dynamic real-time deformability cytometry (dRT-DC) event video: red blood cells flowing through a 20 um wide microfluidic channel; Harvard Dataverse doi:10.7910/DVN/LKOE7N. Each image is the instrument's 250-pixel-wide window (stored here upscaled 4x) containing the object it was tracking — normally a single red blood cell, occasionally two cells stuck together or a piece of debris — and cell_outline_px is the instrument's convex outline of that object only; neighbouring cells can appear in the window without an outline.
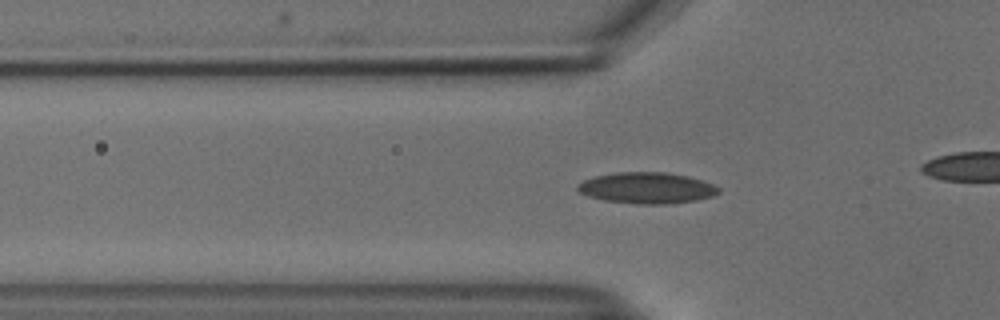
{"species": "common noctule bat (a hibernating species)", "species_latin": "Nyctalus noctula", "temperature_condition": "cold", "stored_images_in_passage": 40, "camera_frame_rate_fps": 3000, "um_per_image_px": 0.085, "animal": {"sex": "male", "body_mass_g": 18.8}, "frame": {"image": 1, "passage_image": 14, "time_ms": 4.333, "image_size_px": [1000, 320], "cell_outline_px": [[720, 192], [712, 196], [696, 200], [668, 204], [636, 204], [604, 200], [588, 196], [580, 192], [576, 188], [576, 184], [584, 180], [596, 176], [616, 172], [664, 172], [688, 176], [712, 184], [720, 188]], "centroid_in_image_um": [54.96, 15.98], "position_along_channel_um": 70.8, "area_um2": 25.55}}
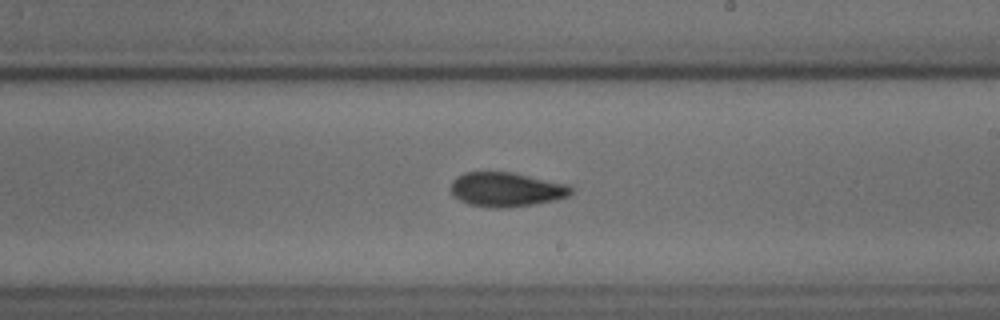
{"frame": {"image": 2, "passage_image": 28, "time_ms": 9.0, "image_size_px": [1000, 320], "cell_outline_px": [[572, 192], [568, 196], [556, 200], [532, 204], [504, 208], [488, 208], [468, 204], [452, 196], [452, 180], [456, 176], [464, 172], [512, 172], [568, 184], [572, 188]], "centroid_in_image_um": [43.01, 16.11], "position_along_channel_um": 246.0, "area_um2": 24.16}}
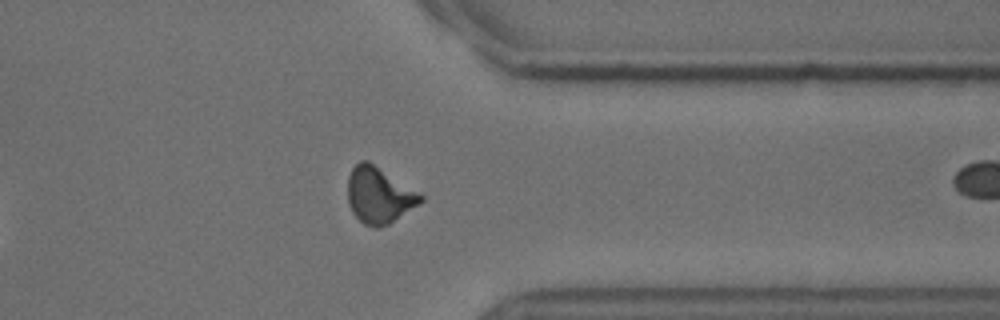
{"frame": {"image": 3, "passage_image": 39, "time_ms": 12.667, "image_size_px": [1000, 320], "cell_outline_px": [[424, 200], [420, 204], [388, 224], [380, 228], [372, 228], [364, 224], [352, 212], [348, 204], [348, 176], [352, 168], [360, 160], [368, 160], [420, 192], [424, 196]], "centroid_in_image_um": [32.23, 16.59], "position_along_channel_um": 379.2, "area_um2": 24.1}}